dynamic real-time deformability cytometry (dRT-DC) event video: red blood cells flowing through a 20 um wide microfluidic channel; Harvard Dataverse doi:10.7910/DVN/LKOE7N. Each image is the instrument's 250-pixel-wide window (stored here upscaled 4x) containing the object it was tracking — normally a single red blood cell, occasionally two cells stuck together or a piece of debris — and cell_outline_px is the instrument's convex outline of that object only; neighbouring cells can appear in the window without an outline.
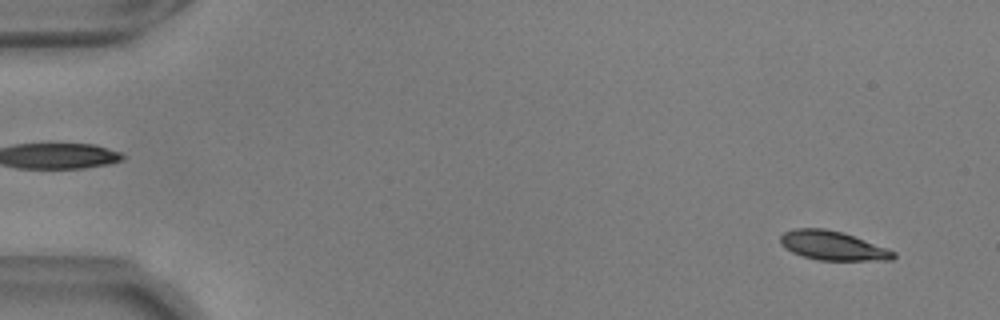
{"species": "common noctule bat (a hibernating species)", "species_latin": "Nyctalus noctula", "temperature_condition": "warm", "stored_images_in_passage": 55, "camera_frame_rate_fps": 3000, "um_per_image_px": 0.085, "animal": {"sex": "male", "body_mass_g": 17.9, "forearm_length_mm": 54.2}, "frame": {"image": 1, "passage_image": 3, "time_ms": 0.667, "image_size_px": [1000, 320], "cell_outline_px": [[896, 256], [892, 260], [820, 260], [804, 256], [792, 252], [784, 248], [780, 244], [780, 236], [784, 232], [796, 228], [824, 228], [844, 232], [888, 248], [896, 252]], "centroid_in_image_um": [70.79, 20.87], "position_along_channel_um": 14.2, "area_um2": 19.31}}
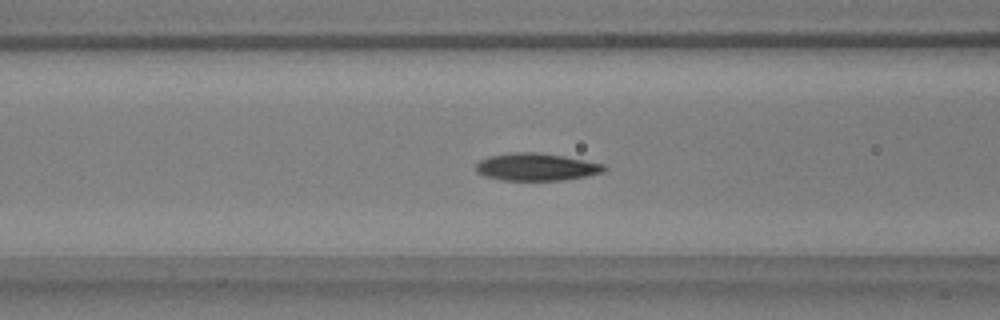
{"frame": {"image": 2, "passage_image": 22, "time_ms": 7.0, "image_size_px": [1000, 320], "cell_outline_px": [[608, 168], [604, 172], [564, 180], [500, 180], [484, 176], [476, 172], [476, 164], [480, 160], [488, 156], [508, 152], [536, 152], [564, 156], [604, 164]], "centroid_in_image_um": [45.56, 14.18], "position_along_channel_um": 121.0, "area_um2": 20.63}}
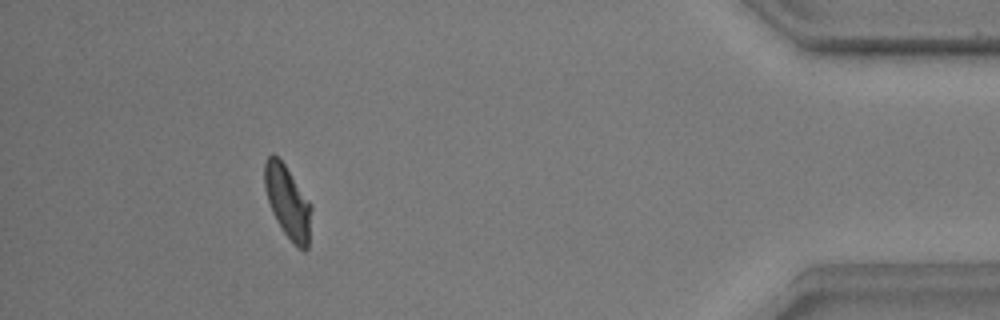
{"frame": {"image": 3, "passage_image": 50, "time_ms": 16.333, "image_size_px": [1000, 320], "cell_outline_px": [[312, 208], [308, 248], [304, 252], [296, 248], [284, 232], [276, 220], [272, 212], [264, 188], [264, 164], [268, 156], [272, 152], [284, 164], [312, 204]], "centroid_in_image_um": [24.46, 17.2], "position_along_channel_um": 410.7, "area_um2": 19.94}, "authors_computed_cell_mechanics": {"area_um2": 20.3456, "velocity_mm_per_s": 3.6575, "shape_relaxation_time_tau1_ms": 3.5805, "shape_relaxation_time_tau2_ms": 2.3372, "deformation_change_tau1": 0.141, "deformation_change_tau2": 0.0709}}